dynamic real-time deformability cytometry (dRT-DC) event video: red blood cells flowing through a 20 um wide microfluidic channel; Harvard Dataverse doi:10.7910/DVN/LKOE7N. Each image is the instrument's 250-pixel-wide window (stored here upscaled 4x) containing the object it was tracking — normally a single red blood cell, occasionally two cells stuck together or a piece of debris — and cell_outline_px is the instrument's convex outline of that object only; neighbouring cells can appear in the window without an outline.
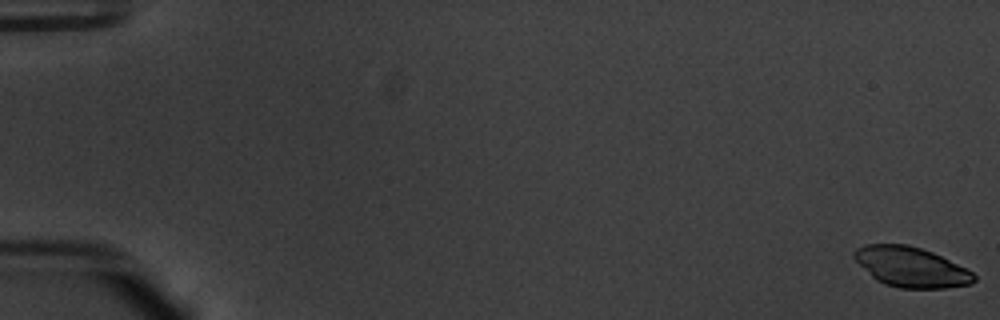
{"species": "common noctule bat (a hibernating species)", "species_latin": "Nyctalus noctula", "temperature_condition": "warm", "stored_images_in_passage": 43, "camera_frame_rate_fps": 3000, "um_per_image_px": 0.085, "animal": {"sex": "male", "body_mass_g": 20.1, "forearm_length_mm": 53.5}, "frame": {"image": 1, "passage_image": 1, "time_ms": 0.0, "image_size_px": [1000, 320], "cell_outline_px": [[976, 280], [972, 284], [944, 288], [900, 288], [884, 284], [876, 280], [852, 256], [852, 252], [856, 248], [864, 244], [908, 244], [932, 252], [972, 272], [976, 276]], "centroid_in_image_um": [77.41, 22.69], "position_along_channel_um": 7.6, "area_um2": 27.74}}
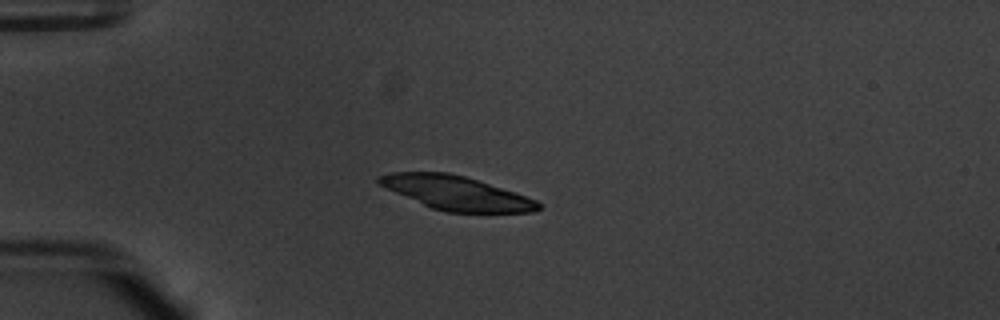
{"frame": {"image": 2, "passage_image": 16, "time_ms": 5.0, "image_size_px": [1000, 320], "cell_outline_px": [[540, 208], [532, 212], [448, 212], [432, 208], [396, 192], [380, 184], [376, 180], [376, 176], [392, 172], [448, 172], [464, 176], [536, 200], [540, 204]], "centroid_in_image_um": [38.75, 16.39], "position_along_channel_um": 46.3, "area_um2": 30.63}}